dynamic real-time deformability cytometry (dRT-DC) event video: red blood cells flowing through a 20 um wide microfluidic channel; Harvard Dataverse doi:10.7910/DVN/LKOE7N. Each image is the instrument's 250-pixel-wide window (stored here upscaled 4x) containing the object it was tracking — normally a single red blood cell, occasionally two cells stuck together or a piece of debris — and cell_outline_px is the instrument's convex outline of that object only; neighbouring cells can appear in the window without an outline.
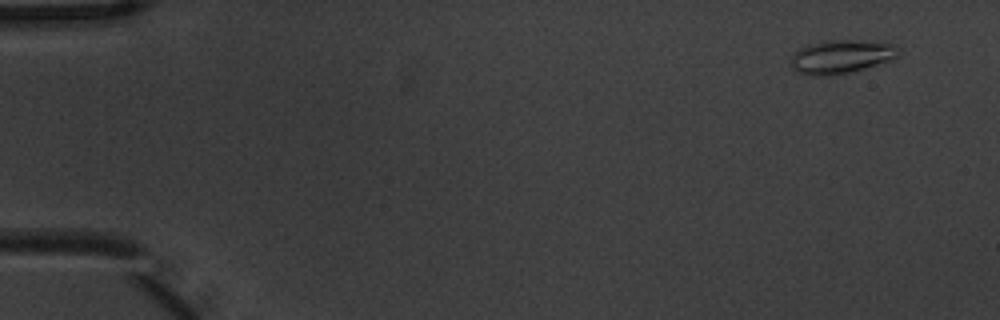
{"species": "common noctule bat (a hibernating species)", "species_latin": "Nyctalus noctula", "temperature_condition": "warm", "stored_images_in_passage": 5, "camera_frame_rate_fps": 3000, "um_per_image_px": 0.085, "animal": {"sex": "male", "body_mass_g": 20.1, "forearm_length_mm": 53.5}, "frame": {"image": 1, "passage_image": 1, "time_ms": 0.0, "image_size_px": [1000, 320], "cell_outline_px": [[900, 56], [892, 60], [864, 68], [832, 76], [812, 76], [796, 72], [792, 68], [792, 56], [800, 48], [808, 44], [824, 40], [856, 40], [892, 44], [900, 48]], "centroid_in_image_um": [71.51, 4.82], "position_along_channel_um": 13.5, "area_um2": 21.15}}
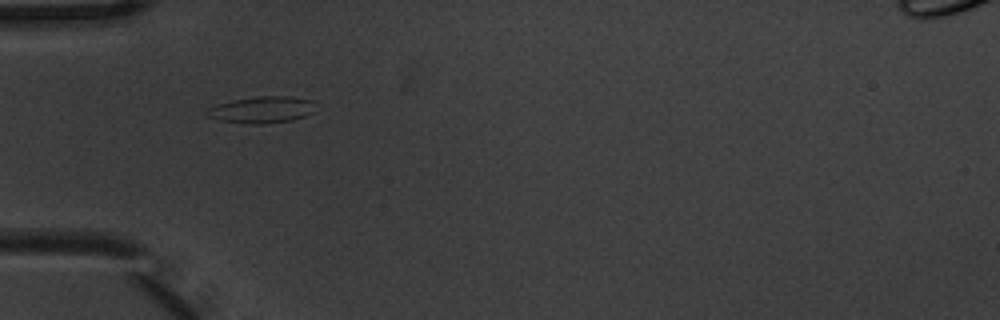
{"frame": {"image": 2, "passage_image": 5, "time_ms": 1.333, "image_size_px": [1000, 320], "cell_outline_px": [[316, 112], [292, 120], [260, 124], [252, 124], [220, 120], [208, 116], [204, 112], [208, 108], [232, 100], [256, 96], [284, 96], [312, 100]], "centroid_in_image_um": [22.27, 9.32], "position_along_channel_um": 62.7, "area_um2": 16.7}}